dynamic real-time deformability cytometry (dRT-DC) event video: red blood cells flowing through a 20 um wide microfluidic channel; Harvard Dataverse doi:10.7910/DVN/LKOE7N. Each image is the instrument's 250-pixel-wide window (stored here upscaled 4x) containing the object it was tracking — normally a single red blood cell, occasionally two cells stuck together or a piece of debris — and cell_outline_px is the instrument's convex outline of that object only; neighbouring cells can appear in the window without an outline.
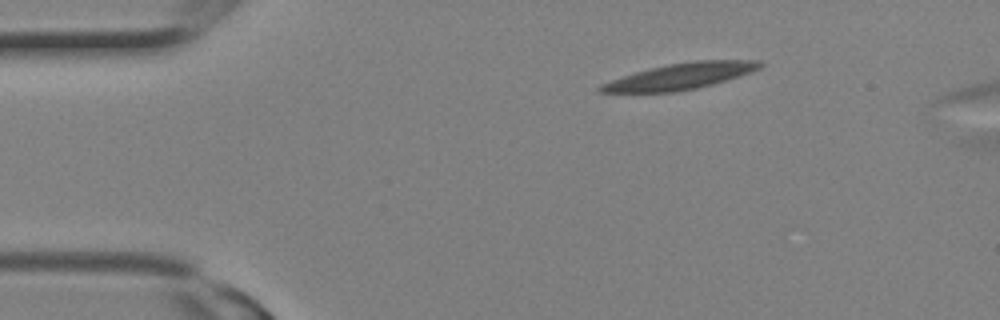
{"species": "Egyptian fruit bat (a non-hibernating species)", "species_latin": "Rousettus aegyptiacus", "temperature_condition": "room temperature", "stored_images_in_passage": 2, "camera_frame_rate_fps": 3000, "um_per_image_px": 0.085, "animal": {"sex": "female"}, "frame": {"image": 1, "passage_image": 1, "time_ms": 0.0, "image_size_px": [1000, 320], "cell_outline_px": [[764, 64], [760, 68], [752, 72], [740, 76], [712, 84], [696, 88], [676, 92], [600, 92], [596, 88], [600, 84], [636, 72], [668, 64], [696, 60], [760, 60]], "centroid_in_image_um": [57.88, 6.48], "position_along_channel_um": 27.1, "area_um2": 24.04}}